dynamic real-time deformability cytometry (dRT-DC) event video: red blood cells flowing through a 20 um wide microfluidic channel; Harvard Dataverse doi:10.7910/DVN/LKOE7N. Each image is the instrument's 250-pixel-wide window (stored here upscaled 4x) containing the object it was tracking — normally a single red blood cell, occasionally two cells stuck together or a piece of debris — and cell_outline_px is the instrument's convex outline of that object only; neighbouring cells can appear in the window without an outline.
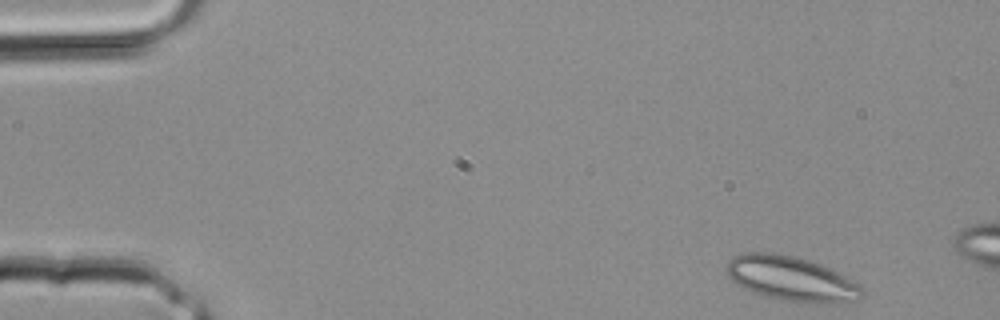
{"species": "common noctule bat (a hibernating species)", "species_latin": "Nyctalus noctula", "temperature_condition": "room temperature", "stored_images_in_passage": 5, "camera_frame_rate_fps": 3000, "um_per_image_px": 0.085, "animal": {"sex": "male", "body_mass_g": 20.4}, "frame": {"image": 1, "passage_image": 1, "time_ms": 0.0, "image_size_px": [1000, 320], "cell_outline_px": [[864, 292], [860, 296], [852, 300], [820, 304], [804, 304], [780, 300], [744, 288], [736, 284], [724, 272], [724, 268], [728, 260], [732, 256], [744, 252], [772, 252], [792, 256], [808, 260], [820, 264], [860, 284]], "centroid_in_image_um": [67.19, 23.68], "position_along_channel_um": 17.8, "area_um2": 35.32}}